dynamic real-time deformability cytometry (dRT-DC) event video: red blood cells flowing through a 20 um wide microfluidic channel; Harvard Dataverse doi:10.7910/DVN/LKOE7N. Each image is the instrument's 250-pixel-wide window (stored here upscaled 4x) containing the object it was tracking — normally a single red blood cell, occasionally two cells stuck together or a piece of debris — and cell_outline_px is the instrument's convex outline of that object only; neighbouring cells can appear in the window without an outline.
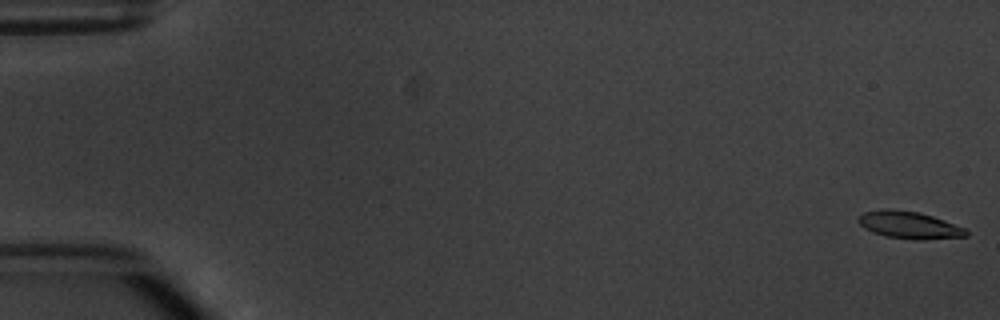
{"species": "common noctule bat (a hibernating species)", "species_latin": "Nyctalus noctula", "temperature_condition": "warm", "stored_images_in_passage": 7, "camera_frame_rate_fps": 3000, "um_per_image_px": 0.085, "animal": {"sex": "male", "body_mass_g": 20.1, "forearm_length_mm": 53.5}, "frame": {"image": 1, "passage_image": 1, "time_ms": 0.0, "image_size_px": [1000, 320], "cell_outline_px": [[968, 236], [924, 240], [916, 240], [888, 236], [872, 232], [864, 228], [856, 220], [864, 212], [884, 208], [892, 208], [920, 212], [944, 220], [964, 228], [968, 232]], "centroid_in_image_um": [77.27, 19.12], "position_along_channel_um": 7.7, "area_um2": 17.17}}
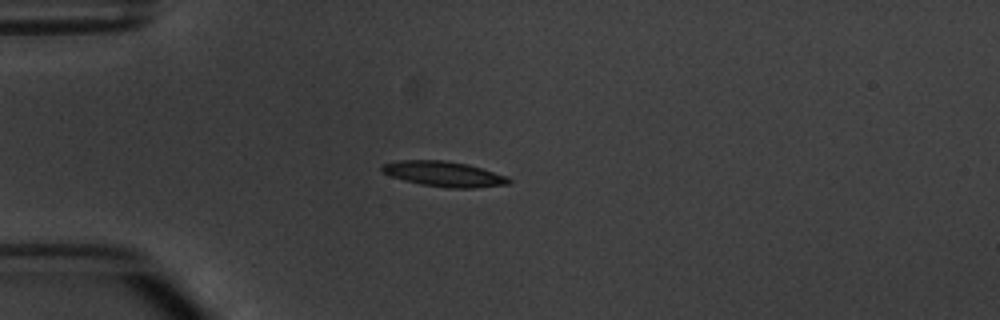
{"frame": {"image": 2, "passage_image": 4, "time_ms": 4.667, "image_size_px": [1000, 320], "cell_outline_px": [[512, 180], [508, 184], [472, 188], [448, 188], [420, 184], [404, 180], [392, 176], [384, 172], [380, 168], [384, 164], [400, 160], [444, 160], [468, 164], [508, 176]], "centroid_in_image_um": [37.77, 14.79], "position_along_channel_um": 47.2, "area_um2": 18.55}}
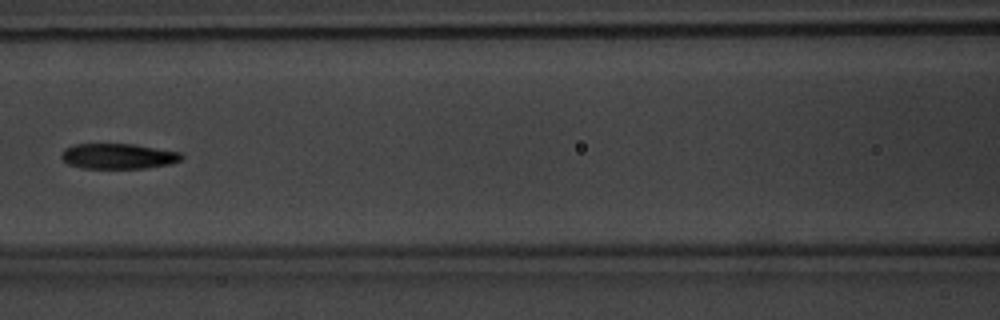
{"frame": {"image": 3, "passage_image": 7, "time_ms": 8.0, "image_size_px": [1000, 320], "cell_outline_px": [[184, 156], [180, 160], [168, 164], [144, 168], [84, 168], [68, 164], [60, 156], [64, 148], [76, 144], [132, 144], [180, 152]], "centroid_in_image_um": [10.02, 13.27], "position_along_channel_um": 156.6, "area_um2": 17.57}}